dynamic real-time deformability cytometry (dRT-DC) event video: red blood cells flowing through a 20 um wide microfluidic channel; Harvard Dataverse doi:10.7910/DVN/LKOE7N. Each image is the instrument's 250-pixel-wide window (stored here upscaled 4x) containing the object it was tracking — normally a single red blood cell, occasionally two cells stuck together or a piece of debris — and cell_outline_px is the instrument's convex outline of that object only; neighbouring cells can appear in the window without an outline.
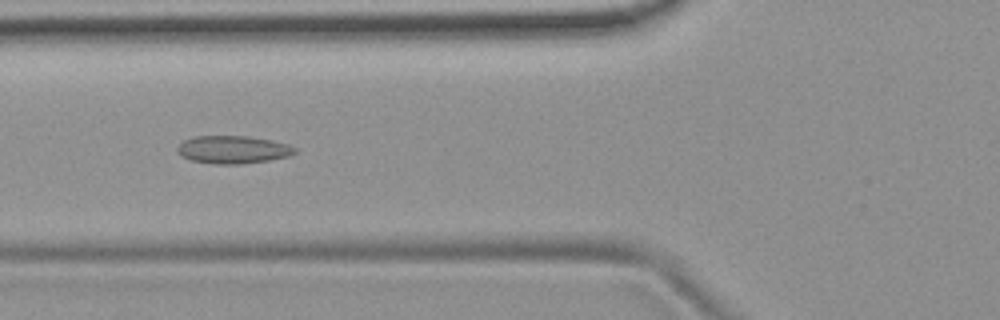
{"species": "common noctule bat (a hibernating species)", "species_latin": "Nyctalus noctula", "temperature_condition": "room temperature", "stored_images_in_passage": 40, "camera_frame_rate_fps": 3000, "um_per_image_px": 0.085, "animal": {"sex": "female", "body_mass_g": 19.9}, "frame": {"image": 1, "passage_image": 7, "time_ms": 2.0, "image_size_px": [1000, 320], "cell_outline_px": [[296, 152], [288, 156], [268, 160], [244, 164], [216, 164], [192, 160], [180, 156], [176, 152], [176, 148], [184, 140], [192, 136], [248, 136], [272, 140], [288, 144], [296, 148]], "centroid_in_image_um": [19.78, 12.71], "position_along_channel_um": 106.0, "area_um2": 19.13}}
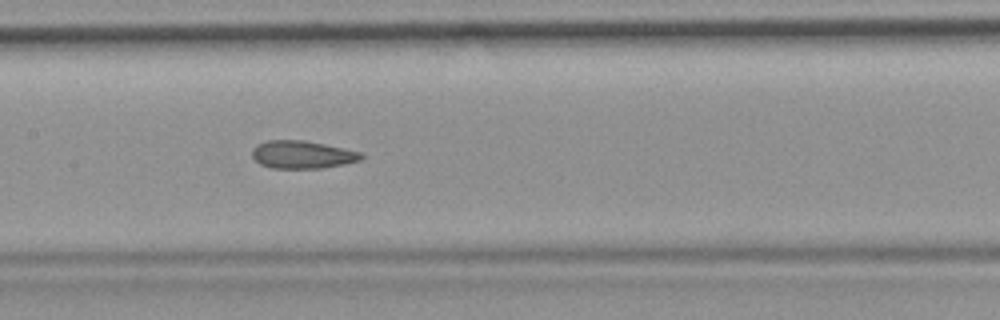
{"frame": {"image": 2, "passage_image": 13, "time_ms": 4.0, "image_size_px": [1000, 320], "cell_outline_px": [[364, 156], [360, 160], [344, 164], [320, 168], [272, 168], [260, 164], [252, 156], [252, 148], [256, 144], [268, 140], [304, 140], [364, 152]], "centroid_in_image_um": [25.7, 13.13], "position_along_channel_um": 181.7, "area_um2": 17.74}}
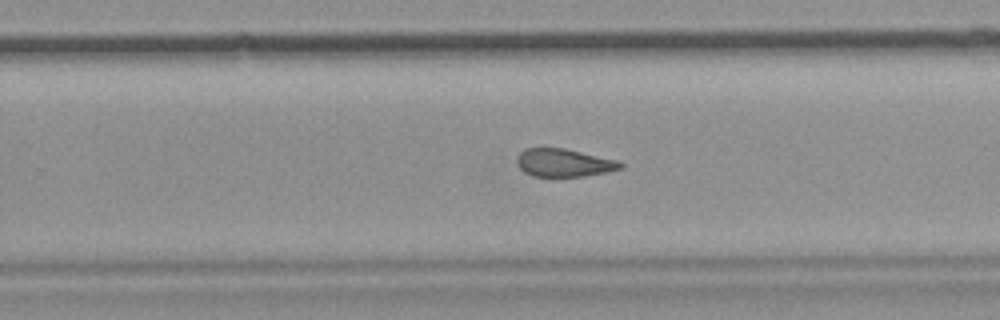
{"frame": {"image": 3, "passage_image": 21, "time_ms": 6.667, "image_size_px": [1000, 320], "cell_outline_px": [[624, 168], [608, 172], [584, 176], [532, 176], [524, 172], [520, 168], [516, 160], [516, 156], [520, 152], [528, 148], [564, 148], [620, 160], [624, 164]], "centroid_in_image_um": [47.98, 13.83], "position_along_channel_um": 281.8, "area_um2": 17.05}, "authors_computed_cell_mechanics": {"area_um2": 18.1203, "velocity_mm_per_s": 3.7786, "shape_relaxation_time_tau1_ms": null, "shape_relaxation_time_tau2_ms": 2.3313, "deformation_change_tau1": null, "deformation_change_tau2": 0.0924}}